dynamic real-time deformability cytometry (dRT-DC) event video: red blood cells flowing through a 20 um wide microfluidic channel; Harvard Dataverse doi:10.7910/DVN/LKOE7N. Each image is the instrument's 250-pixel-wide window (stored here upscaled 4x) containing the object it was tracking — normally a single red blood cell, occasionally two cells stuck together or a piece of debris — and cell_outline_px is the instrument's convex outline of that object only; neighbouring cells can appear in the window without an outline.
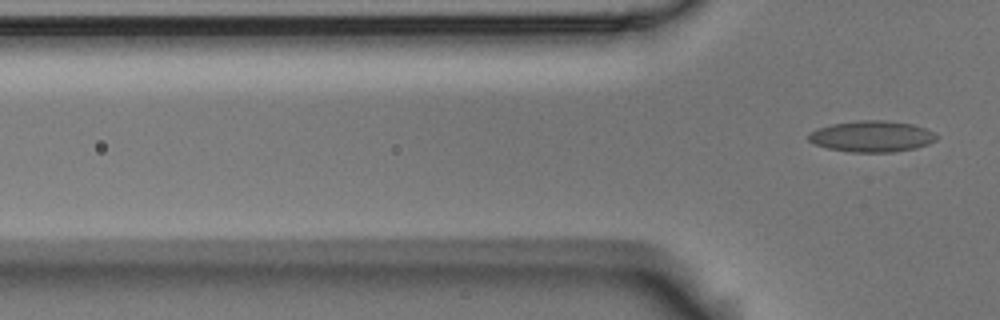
{"species": "Egyptian fruit bat (a non-hibernating species)", "species_latin": "Rousettus aegyptiacus", "temperature_condition": "room temperature", "stored_images_in_passage": 4, "segment_of_instrument_passage": [2, 2], "camera_frame_rate_fps": 3000, "um_per_image_px": 0.085, "animal": {"sex": "male"}, "frame": {"image": 1, "passage_image": 4, "time_ms": 1.0, "image_size_px": [1000, 320], "cell_outline_px": [[940, 136], [936, 140], [928, 144], [916, 148], [892, 152], [852, 152], [828, 148], [816, 144], [808, 140], [808, 132], [832, 124], [856, 120], [884, 120], [912, 124], [924, 128]], "centroid_in_image_um": [74.12, 11.59], "position_along_channel_um": 51.7, "area_um2": 23.18}}